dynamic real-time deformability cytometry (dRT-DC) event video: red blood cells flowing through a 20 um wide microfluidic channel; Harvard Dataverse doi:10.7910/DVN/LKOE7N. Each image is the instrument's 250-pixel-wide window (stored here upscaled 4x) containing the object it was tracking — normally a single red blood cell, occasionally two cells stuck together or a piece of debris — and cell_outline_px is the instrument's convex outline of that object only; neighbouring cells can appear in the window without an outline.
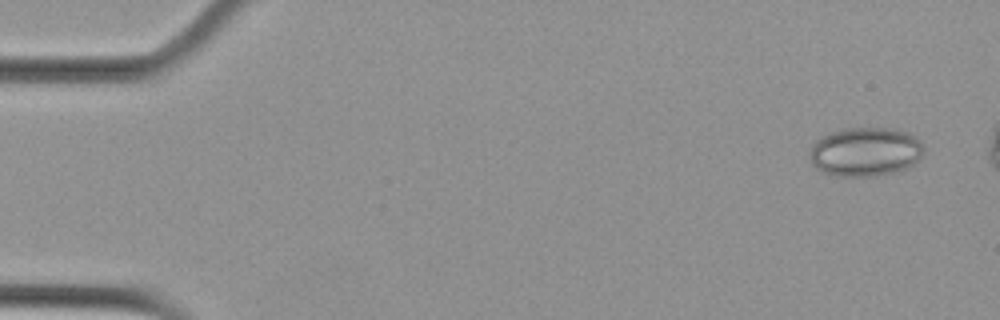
{"species": "Egyptian fruit bat (a non-hibernating species)", "species_latin": "Rousettus aegyptiacus", "temperature_condition": "cold", "stored_images_in_passage": 5, "camera_frame_rate_fps": 3000, "um_per_image_px": 0.085, "animal": {"sex": "female"}, "frame": {"image": 1, "passage_image": 1, "time_ms": 0.0, "image_size_px": [1000, 320], "cell_outline_px": [[924, 148], [920, 156], [908, 168], [892, 172], [872, 176], [840, 176], [824, 172], [816, 168], [812, 164], [812, 148], [816, 140], [832, 132], [844, 128], [892, 128], [908, 132]], "centroid_in_image_um": [73.55, 12.9], "position_along_channel_um": 11.4, "area_um2": 31.91}}